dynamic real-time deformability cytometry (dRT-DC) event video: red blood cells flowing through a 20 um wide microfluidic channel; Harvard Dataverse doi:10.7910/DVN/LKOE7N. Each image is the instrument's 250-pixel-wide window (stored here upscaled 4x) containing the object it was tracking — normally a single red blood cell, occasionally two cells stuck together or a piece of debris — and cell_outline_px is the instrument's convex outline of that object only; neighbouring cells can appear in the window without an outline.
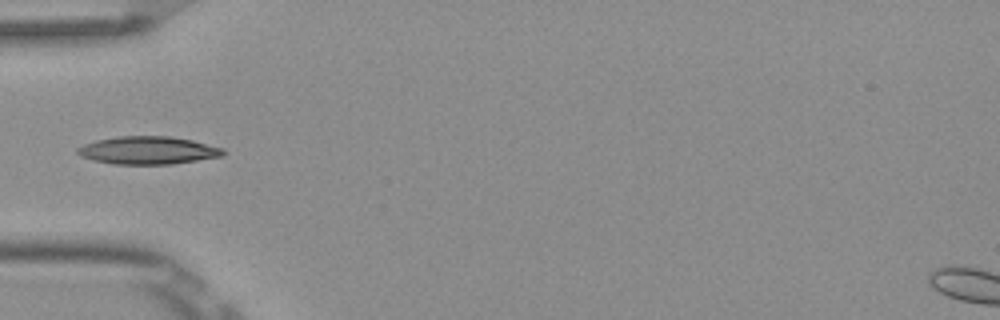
{"species": "Egyptian fruit bat (a non-hibernating species)", "species_latin": "Rousettus aegyptiacus", "temperature_condition": "room temperature", "stored_images_in_passage": 3, "camera_frame_rate_fps": 3000, "um_per_image_px": 0.085, "frame": {"image": 1, "passage_image": 1, "time_ms": 0.0, "image_size_px": [1000, 320], "cell_outline_px": [[228, 152], [224, 156], [172, 164], [112, 164], [92, 160], [80, 156], [76, 152], [76, 148], [84, 144], [96, 140], [120, 136], [168, 136], [192, 140], [224, 148]], "centroid_in_image_um": [12.6, 12.78], "position_along_channel_um": 72.4, "area_um2": 23.81}}
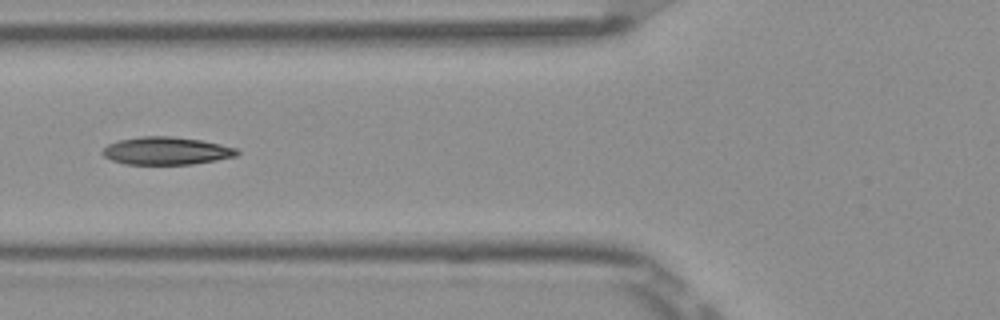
{"frame": {"image": 2, "passage_image": 2, "time_ms": 0.333, "image_size_px": [1000, 320], "cell_outline_px": [[240, 152], [236, 156], [216, 160], [192, 164], [124, 164], [112, 160], [104, 156], [100, 152], [108, 144], [116, 140], [140, 136], [172, 136], [200, 140], [220, 144], [236, 148]], "centroid_in_image_um": [14.1, 12.81], "position_along_channel_um": 111.7, "area_um2": 21.79}}
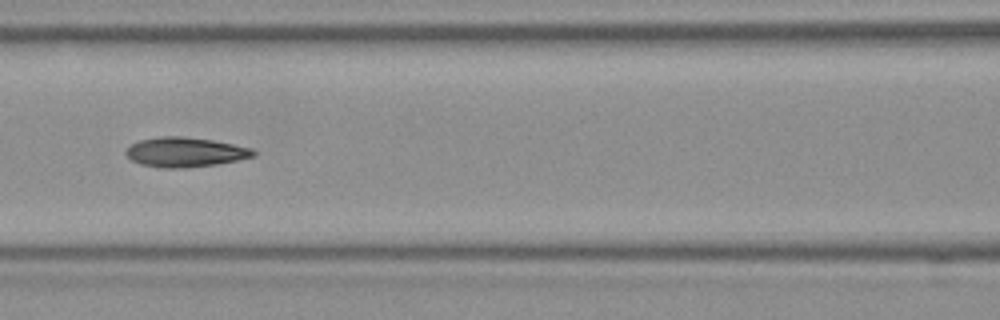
{"frame": {"image": 3, "passage_image": 3, "time_ms": 0.667, "image_size_px": [1000, 320], "cell_outline_px": [[256, 156], [216, 164], [188, 168], [160, 168], [140, 164], [132, 160], [124, 152], [132, 144], [140, 140], [160, 136], [180, 136], [212, 140], [252, 148], [256, 152]], "centroid_in_image_um": [15.73, 12.94], "position_along_channel_um": 150.9, "area_um2": 21.96}}